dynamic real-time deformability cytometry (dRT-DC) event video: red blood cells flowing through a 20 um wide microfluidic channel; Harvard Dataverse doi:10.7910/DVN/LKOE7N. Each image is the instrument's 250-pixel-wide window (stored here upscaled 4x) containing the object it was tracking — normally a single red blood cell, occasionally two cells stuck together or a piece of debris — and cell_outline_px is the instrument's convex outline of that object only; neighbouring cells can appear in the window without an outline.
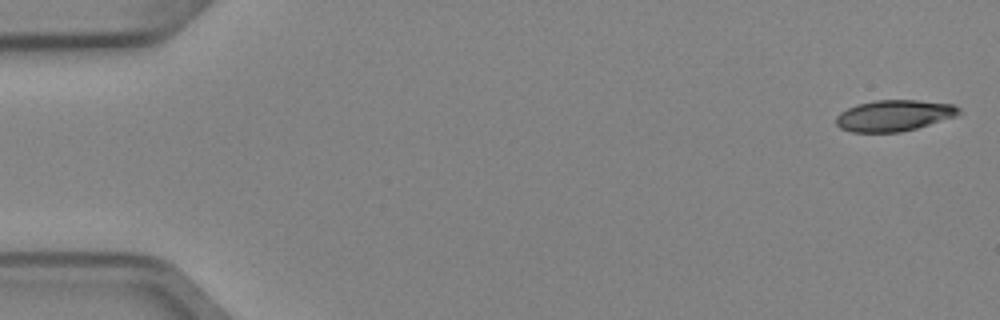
{"species": "Egyptian fruit bat (a non-hibernating species)", "species_latin": "Rousettus aegyptiacus", "temperature_condition": "cold", "stored_images_in_passage": 4, "camera_frame_rate_fps": 3000, "um_per_image_px": 0.085, "animal": {"sex": "female"}, "frame": {"image": 1, "passage_image": 1, "time_ms": 0.0, "image_size_px": [1000, 320], "cell_outline_px": [[964, 112], [956, 116], [916, 128], [900, 132], [852, 132], [840, 128], [836, 124], [836, 116], [840, 112], [856, 104], [876, 100], [916, 100], [952, 104], [960, 108]], "centroid_in_image_um": [75.99, 9.82], "position_along_channel_um": 9.0, "area_um2": 22.31}}
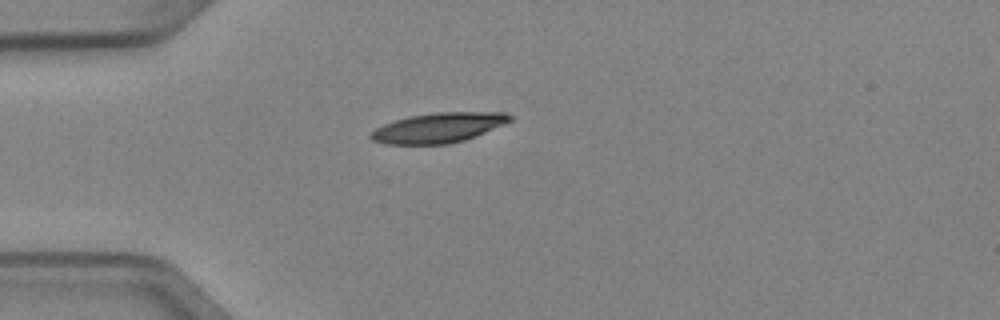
{"frame": {"image": 2, "passage_image": 4, "time_ms": 1.0, "image_size_px": [1000, 320], "cell_outline_px": [[512, 120], [504, 124], [464, 140], [448, 144], [384, 144], [372, 140], [368, 136], [376, 128], [384, 124], [396, 120], [412, 116], [436, 112], [504, 112], [512, 116]], "centroid_in_image_um": [37.26, 10.86], "position_along_channel_um": 47.7, "area_um2": 23.99}}